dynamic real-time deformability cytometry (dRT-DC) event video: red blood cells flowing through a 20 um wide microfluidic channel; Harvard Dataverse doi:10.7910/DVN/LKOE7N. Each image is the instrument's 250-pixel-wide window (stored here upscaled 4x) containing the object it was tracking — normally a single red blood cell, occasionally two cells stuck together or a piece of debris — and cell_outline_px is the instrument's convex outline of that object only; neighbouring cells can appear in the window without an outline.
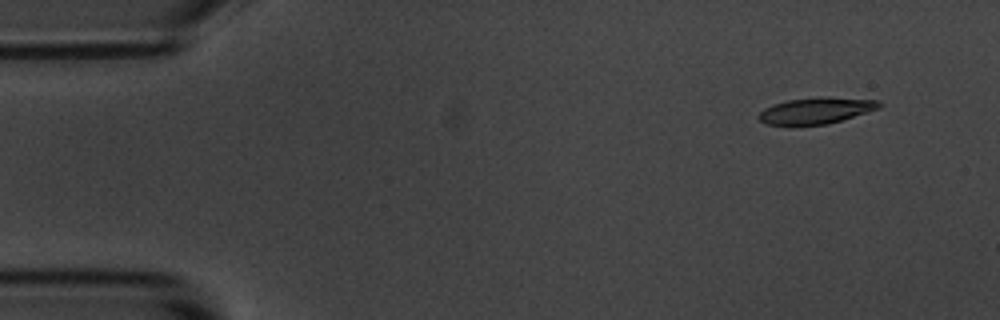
{"species": "common noctule bat (a hibernating species)", "species_latin": "Nyctalus noctula", "temperature_condition": "room temperature", "stored_images_in_passage": 2, "segment_of_instrument_passage": [2, 2], "camera_frame_rate_fps": 3000, "um_per_image_px": 0.085, "animal": {"sex": "male", "body_mass_g": 20.1, "forearm_length_mm": 53.5}, "frame": {"image": 1, "passage_image": 2, "time_ms": 2.333, "image_size_px": [1000, 320], "cell_outline_px": [[884, 104], [880, 108], [828, 124], [792, 128], [764, 124], [756, 116], [764, 108], [772, 104], [788, 100], [820, 96], [828, 96], [880, 100]], "centroid_in_image_um": [69.31, 9.43], "position_along_channel_um": 15.7, "area_um2": 19.48}}